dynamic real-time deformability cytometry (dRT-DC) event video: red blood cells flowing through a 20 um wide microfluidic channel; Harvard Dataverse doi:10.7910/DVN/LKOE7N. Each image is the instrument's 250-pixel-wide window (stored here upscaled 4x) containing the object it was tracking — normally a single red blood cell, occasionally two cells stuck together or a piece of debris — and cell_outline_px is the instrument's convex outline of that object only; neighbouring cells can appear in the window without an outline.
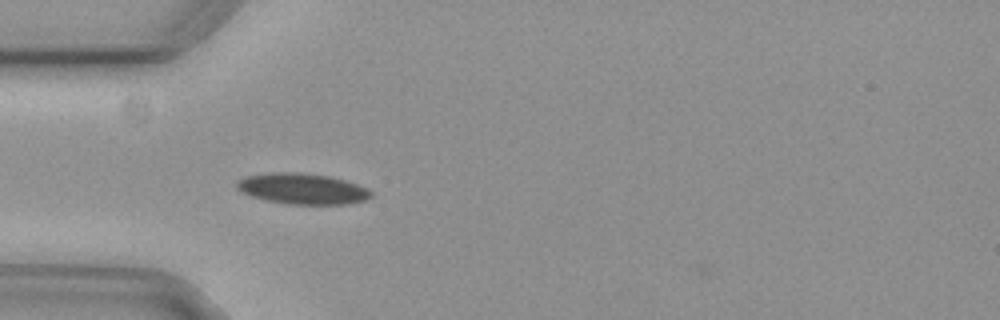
{"species": "common noctule bat (a hibernating species)", "species_latin": "Nyctalus noctula", "temperature_condition": "cold", "stored_images_in_passage": 4, "camera_frame_rate_fps": 3000, "um_per_image_px": 0.085, "animal": {"sex": "female", "body_mass_g": 29.2, "forearm_length_mm": 56.3}, "frame": {"image": 1, "passage_image": 3, "time_ms": 0.667, "image_size_px": [1000, 320], "cell_outline_px": [[372, 196], [368, 200], [348, 204], [288, 204], [264, 200], [240, 192], [236, 188], [236, 180], [244, 176], [272, 172], [296, 172], [328, 176], [344, 180], [368, 188], [372, 192]], "centroid_in_image_um": [25.68, 16.05], "position_along_channel_um": 59.3, "area_um2": 24.33}}